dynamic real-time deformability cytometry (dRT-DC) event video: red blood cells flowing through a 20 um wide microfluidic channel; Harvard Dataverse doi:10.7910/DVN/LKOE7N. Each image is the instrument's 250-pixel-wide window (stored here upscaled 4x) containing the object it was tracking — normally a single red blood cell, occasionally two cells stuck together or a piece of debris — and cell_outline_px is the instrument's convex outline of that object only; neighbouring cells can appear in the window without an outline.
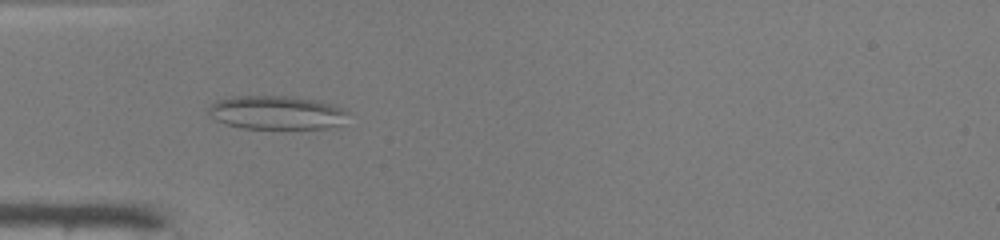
{"species": "common noctule bat (a hibernating species)", "species_latin": "Nyctalus noctula", "temperature_condition": "warm", "stored_images_in_passage": 48, "camera_frame_rate_fps": 3000, "um_per_image_px": 0.085, "animal": {"sex": "male", "body_mass_g": 19.0, "forearm_length_mm": 50.8}, "frame": {"image": 1, "passage_image": 15, "time_ms": 4.667, "image_size_px": [1000, 240], "cell_outline_px": [[352, 112], [340, 124], [324, 128], [244, 128], [228, 124], [216, 120], [208, 112], [208, 108], [216, 100], [232, 96], [296, 96], [316, 100], [332, 104], [344, 108]], "centroid_in_image_um": [23.54, 9.55], "position_along_channel_um": 61.5, "area_um2": 27.4}}
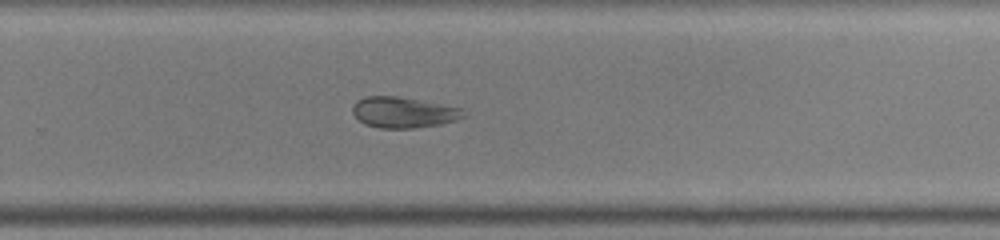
{"frame": {"image": 2, "passage_image": 32, "time_ms": 10.333, "image_size_px": [1000, 240], "cell_outline_px": [[464, 116], [456, 120], [440, 124], [416, 128], [380, 128], [364, 124], [352, 112], [352, 104], [356, 100], [364, 96], [396, 96], [464, 108]], "centroid_in_image_um": [34.27, 9.55], "position_along_channel_um": 295.5, "area_um2": 19.94}}
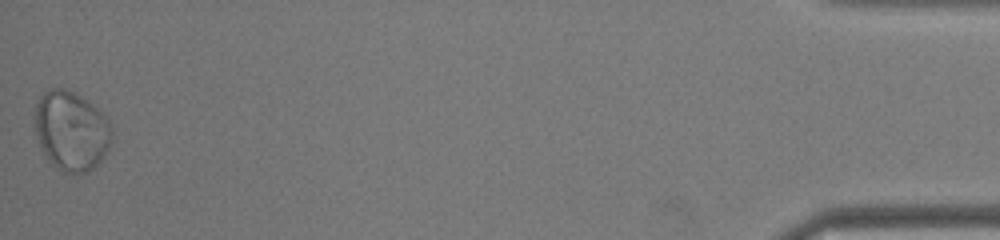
{"frame": {"image": 3, "passage_image": 48, "time_ms": 15.667, "image_size_px": [1000, 240], "cell_outline_px": [[112, 140], [108, 148], [100, 160], [88, 172], [60, 172], [48, 160], [36, 140], [36, 104], [40, 96], [48, 88], [68, 88], [88, 100], [108, 116], [112, 128]], "centroid_in_image_um": [6.07, 11.09], "position_along_channel_um": 429.1, "area_um2": 36.01}, "authors_computed_cell_mechanics": {"area_um2": 27.7151, "velocity_mm_per_s": 4.1799, "shape_relaxation_time_tau1_ms": null, "shape_relaxation_time_tau2_ms": 1.2196, "deformation_change_tau1": null, "deformation_change_tau2": 0.0678}}